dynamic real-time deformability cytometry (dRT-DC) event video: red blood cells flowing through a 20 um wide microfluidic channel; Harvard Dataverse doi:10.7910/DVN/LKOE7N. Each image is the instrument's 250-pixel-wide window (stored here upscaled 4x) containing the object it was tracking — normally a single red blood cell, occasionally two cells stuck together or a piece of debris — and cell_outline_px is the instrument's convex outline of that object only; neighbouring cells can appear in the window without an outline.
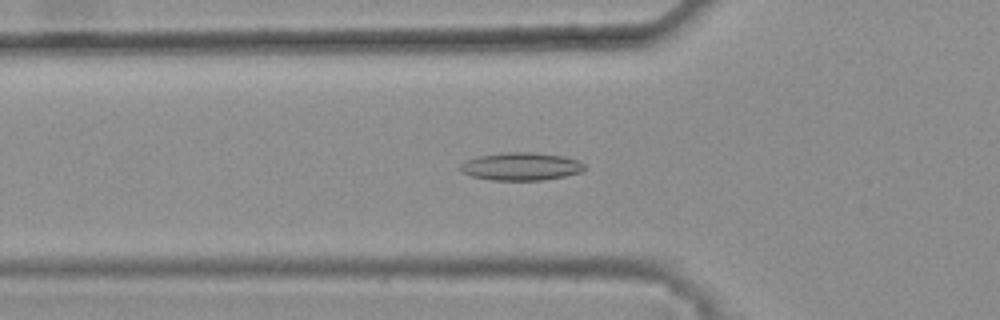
{"species": "common noctule bat (a hibernating species)", "species_latin": "Nyctalus noctula", "temperature_condition": "warm", "stored_images_in_passage": 46, "camera_frame_rate_fps": 3000, "um_per_image_px": 0.085, "animal": {"sex": "female", "body_mass_g": 25.1}, "frame": {"image": 1, "passage_image": 18, "time_ms": 5.667, "image_size_px": [1000, 320], "cell_outline_px": [[584, 168], [580, 172], [564, 176], [544, 180], [492, 180], [472, 176], [460, 172], [460, 164], [464, 160], [476, 156], [504, 152], [536, 152], [564, 156], [580, 160], [584, 164]], "centroid_in_image_um": [44.26, 14.13], "position_along_channel_um": 81.5, "area_um2": 20.4}}
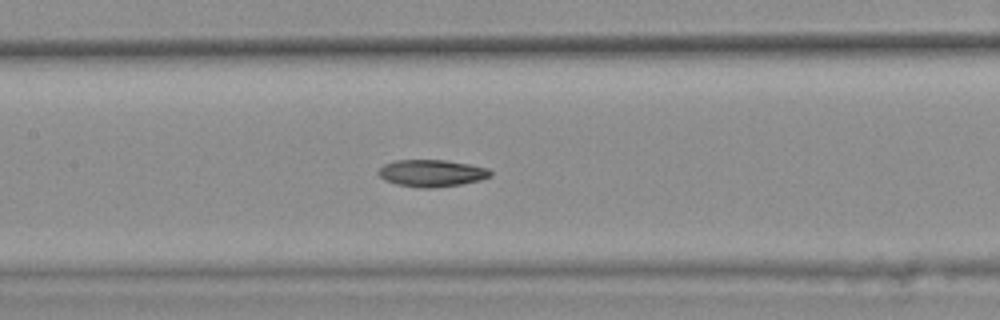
{"frame": {"image": 2, "passage_image": 25, "time_ms": 8.0, "image_size_px": [1000, 320], "cell_outline_px": [[492, 176], [480, 180], [460, 184], [432, 188], [420, 188], [396, 184], [384, 180], [376, 172], [384, 164], [396, 160], [444, 160], [468, 164], [488, 168], [492, 172]], "centroid_in_image_um": [36.68, 14.72], "position_along_channel_um": 170.7, "area_um2": 17.63}}
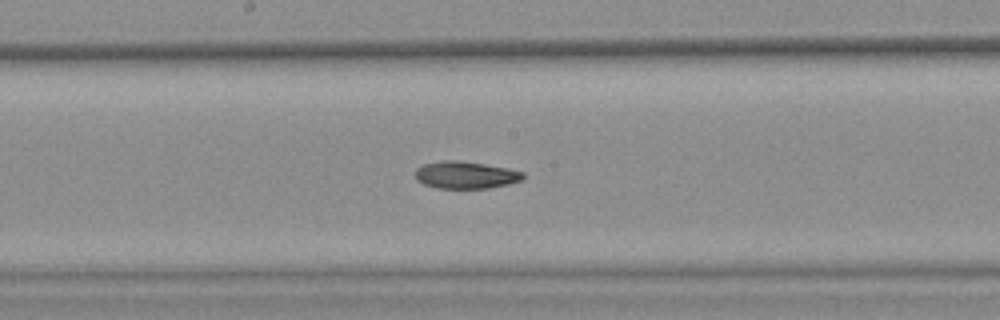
{"frame": {"image": 3, "passage_image": 28, "time_ms": 9.0, "image_size_px": [1000, 320], "cell_outline_px": [[524, 180], [508, 184], [488, 188], [436, 188], [424, 184], [416, 180], [416, 168], [424, 164], [444, 160], [460, 160], [508, 168], [524, 172]], "centroid_in_image_um": [39.59, 14.87], "position_along_channel_um": 208.6, "area_um2": 17.17}, "authors_computed_cell_mechanics": {"area_um2": 17.7446, "velocity_mm_per_s": 3.8054, "shape_relaxation_time_tau1_ms": null, "shape_relaxation_time_tau2_ms": 4.1475, "deformation_change_tau1": null, "deformation_change_tau2": 0.0879}}